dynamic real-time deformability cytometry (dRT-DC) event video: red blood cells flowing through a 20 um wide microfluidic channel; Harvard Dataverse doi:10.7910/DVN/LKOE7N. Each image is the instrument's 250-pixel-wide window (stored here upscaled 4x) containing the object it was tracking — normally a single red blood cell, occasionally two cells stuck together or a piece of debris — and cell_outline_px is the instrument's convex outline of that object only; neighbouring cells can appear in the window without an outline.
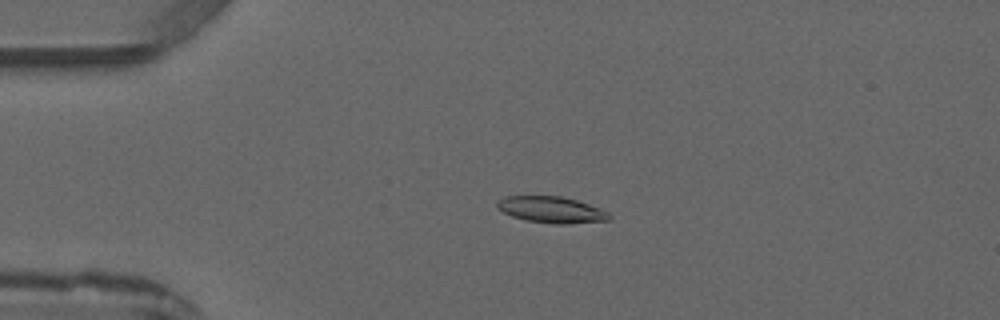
{"species": "common noctule bat (a hibernating species)", "species_latin": "Nyctalus noctula", "temperature_condition": "warm", "stored_images_in_passage": 6, "camera_frame_rate_fps": 3000, "um_per_image_px": 0.085, "animal": {"sex": "male", "forearm_length_mm": 52.5}, "frame": {"image": 1, "passage_image": 4, "time_ms": 3.333, "image_size_px": [1000, 320], "cell_outline_px": [[612, 216], [608, 220], [564, 224], [556, 224], [528, 220], [512, 216], [496, 208], [496, 204], [504, 196], [560, 196], [576, 200], [588, 204], [608, 212]], "centroid_in_image_um": [46.86, 17.82], "position_along_channel_um": 38.1, "area_um2": 16.94}}
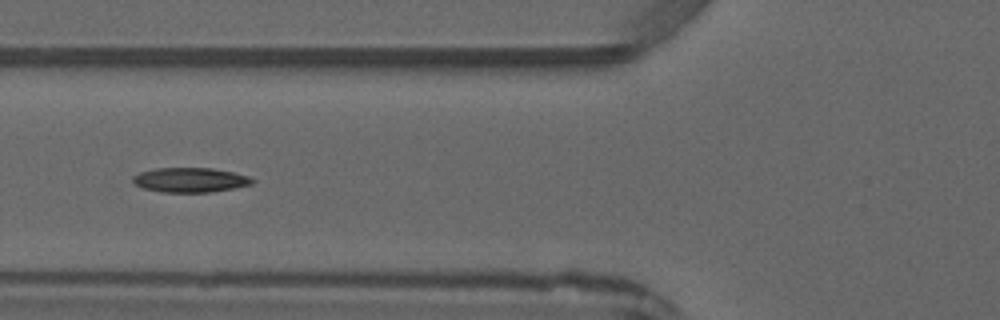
{"frame": {"image": 2, "passage_image": 6, "time_ms": 5.667, "image_size_px": [1000, 320], "cell_outline_px": [[256, 180], [252, 184], [232, 188], [208, 192], [164, 192], [144, 188], [132, 184], [132, 176], [140, 172], [156, 168], [212, 168], [232, 172], [248, 176]], "centroid_in_image_um": [16.13, 15.29], "position_along_channel_um": 109.7, "area_um2": 17.05}}